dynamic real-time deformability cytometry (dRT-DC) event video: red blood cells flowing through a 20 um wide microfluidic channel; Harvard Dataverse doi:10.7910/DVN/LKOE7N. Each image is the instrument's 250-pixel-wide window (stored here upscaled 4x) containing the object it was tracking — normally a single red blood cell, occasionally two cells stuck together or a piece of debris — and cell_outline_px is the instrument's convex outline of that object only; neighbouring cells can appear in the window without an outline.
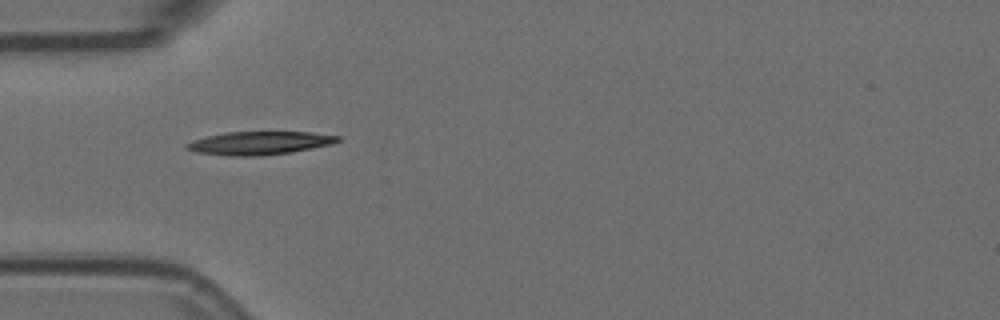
{"species": "Egyptian fruit bat (a non-hibernating species)", "species_latin": "Rousettus aegyptiacus", "temperature_condition": "room temperature", "stored_images_in_passage": 2, "camera_frame_rate_fps": 3000, "um_per_image_px": 0.085, "animal": {"sex": "female"}, "frame": {"image": 1, "passage_image": 1, "time_ms": 0.0, "image_size_px": [1000, 320], "cell_outline_px": [[344, 136], [340, 140], [332, 144], [292, 152], [264, 156], [232, 156], [196, 152], [184, 148], [184, 144], [208, 136], [228, 132], [312, 132]], "centroid_in_image_um": [22.12, 12.16], "position_along_channel_um": 62.9, "area_um2": 20.52}}
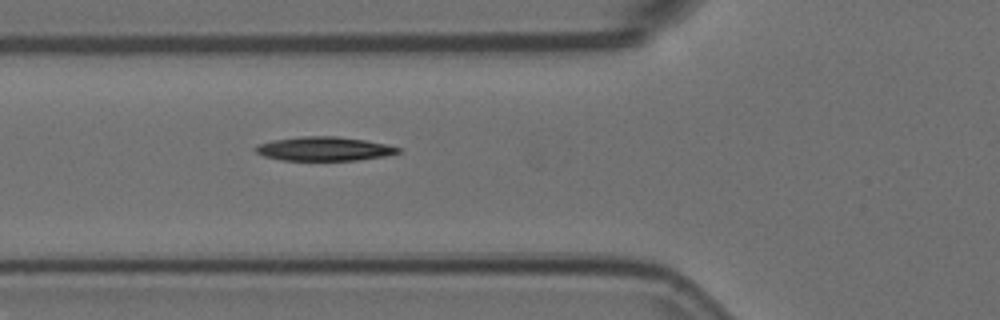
{"frame": {"image": 2, "passage_image": 2, "time_ms": 0.333, "image_size_px": [1000, 320], "cell_outline_px": [[400, 152], [384, 156], [356, 160], [280, 160], [264, 156], [256, 152], [252, 148], [256, 144], [272, 140], [300, 136], [336, 136], [364, 140], [384, 144], [400, 148]], "centroid_in_image_um": [27.46, 12.64], "position_along_channel_um": 98.3, "area_um2": 19.88}}